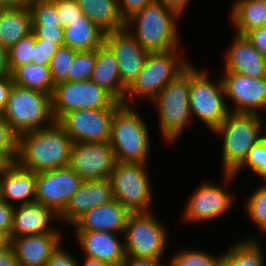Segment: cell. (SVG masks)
<instances>
[{
    "label": "cell",
    "instance_id": "41",
    "mask_svg": "<svg viewBox=\"0 0 266 266\" xmlns=\"http://www.w3.org/2000/svg\"><path fill=\"white\" fill-rule=\"evenodd\" d=\"M35 38L64 46V28L60 25H32Z\"/></svg>",
    "mask_w": 266,
    "mask_h": 266
},
{
    "label": "cell",
    "instance_id": "24",
    "mask_svg": "<svg viewBox=\"0 0 266 266\" xmlns=\"http://www.w3.org/2000/svg\"><path fill=\"white\" fill-rule=\"evenodd\" d=\"M14 206L13 227L10 237L28 236L46 233H59L50 229L52 218L58 219V215L49 207L41 203H31Z\"/></svg>",
    "mask_w": 266,
    "mask_h": 266
},
{
    "label": "cell",
    "instance_id": "27",
    "mask_svg": "<svg viewBox=\"0 0 266 266\" xmlns=\"http://www.w3.org/2000/svg\"><path fill=\"white\" fill-rule=\"evenodd\" d=\"M31 31L29 7L0 9V44L7 50Z\"/></svg>",
    "mask_w": 266,
    "mask_h": 266
},
{
    "label": "cell",
    "instance_id": "12",
    "mask_svg": "<svg viewBox=\"0 0 266 266\" xmlns=\"http://www.w3.org/2000/svg\"><path fill=\"white\" fill-rule=\"evenodd\" d=\"M118 108L83 109L63 114L56 122L73 143L109 142L111 122Z\"/></svg>",
    "mask_w": 266,
    "mask_h": 266
},
{
    "label": "cell",
    "instance_id": "36",
    "mask_svg": "<svg viewBox=\"0 0 266 266\" xmlns=\"http://www.w3.org/2000/svg\"><path fill=\"white\" fill-rule=\"evenodd\" d=\"M28 7L32 25H60L55 0H32Z\"/></svg>",
    "mask_w": 266,
    "mask_h": 266
},
{
    "label": "cell",
    "instance_id": "22",
    "mask_svg": "<svg viewBox=\"0 0 266 266\" xmlns=\"http://www.w3.org/2000/svg\"><path fill=\"white\" fill-rule=\"evenodd\" d=\"M234 36L235 39L225 55V70L250 78L266 77V57L250 43L245 35Z\"/></svg>",
    "mask_w": 266,
    "mask_h": 266
},
{
    "label": "cell",
    "instance_id": "19",
    "mask_svg": "<svg viewBox=\"0 0 266 266\" xmlns=\"http://www.w3.org/2000/svg\"><path fill=\"white\" fill-rule=\"evenodd\" d=\"M114 199L109 179L83 181L58 218L73 225L86 211Z\"/></svg>",
    "mask_w": 266,
    "mask_h": 266
},
{
    "label": "cell",
    "instance_id": "40",
    "mask_svg": "<svg viewBox=\"0 0 266 266\" xmlns=\"http://www.w3.org/2000/svg\"><path fill=\"white\" fill-rule=\"evenodd\" d=\"M55 6L59 17L60 26L71 24L74 19L84 15L76 0H55Z\"/></svg>",
    "mask_w": 266,
    "mask_h": 266
},
{
    "label": "cell",
    "instance_id": "34",
    "mask_svg": "<svg viewBox=\"0 0 266 266\" xmlns=\"http://www.w3.org/2000/svg\"><path fill=\"white\" fill-rule=\"evenodd\" d=\"M35 49V36L31 32L20 39L8 50V64L10 74L19 66L32 62Z\"/></svg>",
    "mask_w": 266,
    "mask_h": 266
},
{
    "label": "cell",
    "instance_id": "46",
    "mask_svg": "<svg viewBox=\"0 0 266 266\" xmlns=\"http://www.w3.org/2000/svg\"><path fill=\"white\" fill-rule=\"evenodd\" d=\"M14 206L0 198V229L11 234L13 227Z\"/></svg>",
    "mask_w": 266,
    "mask_h": 266
},
{
    "label": "cell",
    "instance_id": "48",
    "mask_svg": "<svg viewBox=\"0 0 266 266\" xmlns=\"http://www.w3.org/2000/svg\"><path fill=\"white\" fill-rule=\"evenodd\" d=\"M161 260L125 256L122 266H163Z\"/></svg>",
    "mask_w": 266,
    "mask_h": 266
},
{
    "label": "cell",
    "instance_id": "39",
    "mask_svg": "<svg viewBox=\"0 0 266 266\" xmlns=\"http://www.w3.org/2000/svg\"><path fill=\"white\" fill-rule=\"evenodd\" d=\"M169 266H218L220 257L199 250H184L172 256Z\"/></svg>",
    "mask_w": 266,
    "mask_h": 266
},
{
    "label": "cell",
    "instance_id": "55",
    "mask_svg": "<svg viewBox=\"0 0 266 266\" xmlns=\"http://www.w3.org/2000/svg\"><path fill=\"white\" fill-rule=\"evenodd\" d=\"M3 162L0 160V170H1V168H2V166H3Z\"/></svg>",
    "mask_w": 266,
    "mask_h": 266
},
{
    "label": "cell",
    "instance_id": "50",
    "mask_svg": "<svg viewBox=\"0 0 266 266\" xmlns=\"http://www.w3.org/2000/svg\"><path fill=\"white\" fill-rule=\"evenodd\" d=\"M32 0H0V9L28 7Z\"/></svg>",
    "mask_w": 266,
    "mask_h": 266
},
{
    "label": "cell",
    "instance_id": "18",
    "mask_svg": "<svg viewBox=\"0 0 266 266\" xmlns=\"http://www.w3.org/2000/svg\"><path fill=\"white\" fill-rule=\"evenodd\" d=\"M0 198L16 206L36 202V173L17 162L3 164L0 170ZM10 200V201H9ZM12 200V201H11Z\"/></svg>",
    "mask_w": 266,
    "mask_h": 266
},
{
    "label": "cell",
    "instance_id": "45",
    "mask_svg": "<svg viewBox=\"0 0 266 266\" xmlns=\"http://www.w3.org/2000/svg\"><path fill=\"white\" fill-rule=\"evenodd\" d=\"M78 261L73 258V255L67 253L60 246L57 250L50 256L49 260L46 262L45 266H79Z\"/></svg>",
    "mask_w": 266,
    "mask_h": 266
},
{
    "label": "cell",
    "instance_id": "8",
    "mask_svg": "<svg viewBox=\"0 0 266 266\" xmlns=\"http://www.w3.org/2000/svg\"><path fill=\"white\" fill-rule=\"evenodd\" d=\"M222 79L213 84L203 72L190 64L189 103L191 116L195 114L213 132L228 116L231 109L225 101Z\"/></svg>",
    "mask_w": 266,
    "mask_h": 266
},
{
    "label": "cell",
    "instance_id": "14",
    "mask_svg": "<svg viewBox=\"0 0 266 266\" xmlns=\"http://www.w3.org/2000/svg\"><path fill=\"white\" fill-rule=\"evenodd\" d=\"M116 158L109 142L73 143L70 153L69 167L83 181L108 179Z\"/></svg>",
    "mask_w": 266,
    "mask_h": 266
},
{
    "label": "cell",
    "instance_id": "33",
    "mask_svg": "<svg viewBox=\"0 0 266 266\" xmlns=\"http://www.w3.org/2000/svg\"><path fill=\"white\" fill-rule=\"evenodd\" d=\"M76 53V50L68 46H60L57 49L49 65L51 77L55 85L68 81L69 74H71L72 62Z\"/></svg>",
    "mask_w": 266,
    "mask_h": 266
},
{
    "label": "cell",
    "instance_id": "44",
    "mask_svg": "<svg viewBox=\"0 0 266 266\" xmlns=\"http://www.w3.org/2000/svg\"><path fill=\"white\" fill-rule=\"evenodd\" d=\"M245 36L266 57V22L260 28L247 32Z\"/></svg>",
    "mask_w": 266,
    "mask_h": 266
},
{
    "label": "cell",
    "instance_id": "16",
    "mask_svg": "<svg viewBox=\"0 0 266 266\" xmlns=\"http://www.w3.org/2000/svg\"><path fill=\"white\" fill-rule=\"evenodd\" d=\"M225 73L221 78L225 96L235 103L231 112L259 114V108H266V77L256 79L233 72Z\"/></svg>",
    "mask_w": 266,
    "mask_h": 266
},
{
    "label": "cell",
    "instance_id": "37",
    "mask_svg": "<svg viewBox=\"0 0 266 266\" xmlns=\"http://www.w3.org/2000/svg\"><path fill=\"white\" fill-rule=\"evenodd\" d=\"M96 63V50L77 51L68 81L90 80Z\"/></svg>",
    "mask_w": 266,
    "mask_h": 266
},
{
    "label": "cell",
    "instance_id": "3",
    "mask_svg": "<svg viewBox=\"0 0 266 266\" xmlns=\"http://www.w3.org/2000/svg\"><path fill=\"white\" fill-rule=\"evenodd\" d=\"M133 109L132 105H121L114 113L111 122L109 144L116 162L146 164L149 151L147 124Z\"/></svg>",
    "mask_w": 266,
    "mask_h": 266
},
{
    "label": "cell",
    "instance_id": "31",
    "mask_svg": "<svg viewBox=\"0 0 266 266\" xmlns=\"http://www.w3.org/2000/svg\"><path fill=\"white\" fill-rule=\"evenodd\" d=\"M253 238L235 243L229 251L220 255L218 266H264L261 246Z\"/></svg>",
    "mask_w": 266,
    "mask_h": 266
},
{
    "label": "cell",
    "instance_id": "9",
    "mask_svg": "<svg viewBox=\"0 0 266 266\" xmlns=\"http://www.w3.org/2000/svg\"><path fill=\"white\" fill-rule=\"evenodd\" d=\"M51 102L55 121L63 114L74 110L119 108L122 105L109 92L91 80L64 81L56 84Z\"/></svg>",
    "mask_w": 266,
    "mask_h": 266
},
{
    "label": "cell",
    "instance_id": "13",
    "mask_svg": "<svg viewBox=\"0 0 266 266\" xmlns=\"http://www.w3.org/2000/svg\"><path fill=\"white\" fill-rule=\"evenodd\" d=\"M83 179L69 166L36 173V202L59 215Z\"/></svg>",
    "mask_w": 266,
    "mask_h": 266
},
{
    "label": "cell",
    "instance_id": "52",
    "mask_svg": "<svg viewBox=\"0 0 266 266\" xmlns=\"http://www.w3.org/2000/svg\"><path fill=\"white\" fill-rule=\"evenodd\" d=\"M10 74L8 64V50L0 44V75Z\"/></svg>",
    "mask_w": 266,
    "mask_h": 266
},
{
    "label": "cell",
    "instance_id": "17",
    "mask_svg": "<svg viewBox=\"0 0 266 266\" xmlns=\"http://www.w3.org/2000/svg\"><path fill=\"white\" fill-rule=\"evenodd\" d=\"M233 195L215 184L203 183L186 204L184 219L188 222L211 221L223 215L233 203Z\"/></svg>",
    "mask_w": 266,
    "mask_h": 266
},
{
    "label": "cell",
    "instance_id": "26",
    "mask_svg": "<svg viewBox=\"0 0 266 266\" xmlns=\"http://www.w3.org/2000/svg\"><path fill=\"white\" fill-rule=\"evenodd\" d=\"M64 28V46L76 51L96 50L105 43L106 33L85 15Z\"/></svg>",
    "mask_w": 266,
    "mask_h": 266
},
{
    "label": "cell",
    "instance_id": "20",
    "mask_svg": "<svg viewBox=\"0 0 266 266\" xmlns=\"http://www.w3.org/2000/svg\"><path fill=\"white\" fill-rule=\"evenodd\" d=\"M60 233H46L11 238L19 266H45L50 256L57 250Z\"/></svg>",
    "mask_w": 266,
    "mask_h": 266
},
{
    "label": "cell",
    "instance_id": "2",
    "mask_svg": "<svg viewBox=\"0 0 266 266\" xmlns=\"http://www.w3.org/2000/svg\"><path fill=\"white\" fill-rule=\"evenodd\" d=\"M177 17L179 13L155 0L127 19L125 27L148 53L178 50Z\"/></svg>",
    "mask_w": 266,
    "mask_h": 266
},
{
    "label": "cell",
    "instance_id": "5",
    "mask_svg": "<svg viewBox=\"0 0 266 266\" xmlns=\"http://www.w3.org/2000/svg\"><path fill=\"white\" fill-rule=\"evenodd\" d=\"M260 114L230 112L213 131L223 137V171L233 174L247 158L249 150L264 137Z\"/></svg>",
    "mask_w": 266,
    "mask_h": 266
},
{
    "label": "cell",
    "instance_id": "42",
    "mask_svg": "<svg viewBox=\"0 0 266 266\" xmlns=\"http://www.w3.org/2000/svg\"><path fill=\"white\" fill-rule=\"evenodd\" d=\"M58 45L43 39L35 38V49L32 63L49 66L51 59L56 54Z\"/></svg>",
    "mask_w": 266,
    "mask_h": 266
},
{
    "label": "cell",
    "instance_id": "1",
    "mask_svg": "<svg viewBox=\"0 0 266 266\" xmlns=\"http://www.w3.org/2000/svg\"><path fill=\"white\" fill-rule=\"evenodd\" d=\"M72 145L71 138L55 121L18 137L16 162L35 173L67 167Z\"/></svg>",
    "mask_w": 266,
    "mask_h": 266
},
{
    "label": "cell",
    "instance_id": "47",
    "mask_svg": "<svg viewBox=\"0 0 266 266\" xmlns=\"http://www.w3.org/2000/svg\"><path fill=\"white\" fill-rule=\"evenodd\" d=\"M11 74L0 75V112L2 113L7 106L11 89L13 87Z\"/></svg>",
    "mask_w": 266,
    "mask_h": 266
},
{
    "label": "cell",
    "instance_id": "6",
    "mask_svg": "<svg viewBox=\"0 0 266 266\" xmlns=\"http://www.w3.org/2000/svg\"><path fill=\"white\" fill-rule=\"evenodd\" d=\"M189 88L190 64L152 101L159 112L160 131L167 142L176 141L191 117Z\"/></svg>",
    "mask_w": 266,
    "mask_h": 266
},
{
    "label": "cell",
    "instance_id": "7",
    "mask_svg": "<svg viewBox=\"0 0 266 266\" xmlns=\"http://www.w3.org/2000/svg\"><path fill=\"white\" fill-rule=\"evenodd\" d=\"M177 51L148 53L143 69L126 89L122 104L131 106L130 102L135 100L136 96L153 101L159 92L190 64L183 58L179 59Z\"/></svg>",
    "mask_w": 266,
    "mask_h": 266
},
{
    "label": "cell",
    "instance_id": "51",
    "mask_svg": "<svg viewBox=\"0 0 266 266\" xmlns=\"http://www.w3.org/2000/svg\"><path fill=\"white\" fill-rule=\"evenodd\" d=\"M159 1H161L167 7L173 9L174 11L182 15L181 13L185 11V7L187 6L189 0H159Z\"/></svg>",
    "mask_w": 266,
    "mask_h": 266
},
{
    "label": "cell",
    "instance_id": "43",
    "mask_svg": "<svg viewBox=\"0 0 266 266\" xmlns=\"http://www.w3.org/2000/svg\"><path fill=\"white\" fill-rule=\"evenodd\" d=\"M119 12L126 21L135 13L141 11L146 5L154 2L155 0H117Z\"/></svg>",
    "mask_w": 266,
    "mask_h": 266
},
{
    "label": "cell",
    "instance_id": "15",
    "mask_svg": "<svg viewBox=\"0 0 266 266\" xmlns=\"http://www.w3.org/2000/svg\"><path fill=\"white\" fill-rule=\"evenodd\" d=\"M105 44L118 62L121 83L128 88L143 69L148 52L126 27L106 33Z\"/></svg>",
    "mask_w": 266,
    "mask_h": 266
},
{
    "label": "cell",
    "instance_id": "53",
    "mask_svg": "<svg viewBox=\"0 0 266 266\" xmlns=\"http://www.w3.org/2000/svg\"><path fill=\"white\" fill-rule=\"evenodd\" d=\"M11 244L10 234L0 229V250L9 247Z\"/></svg>",
    "mask_w": 266,
    "mask_h": 266
},
{
    "label": "cell",
    "instance_id": "21",
    "mask_svg": "<svg viewBox=\"0 0 266 266\" xmlns=\"http://www.w3.org/2000/svg\"><path fill=\"white\" fill-rule=\"evenodd\" d=\"M131 212L117 200L86 211L73 224L76 231L124 232Z\"/></svg>",
    "mask_w": 266,
    "mask_h": 266
},
{
    "label": "cell",
    "instance_id": "29",
    "mask_svg": "<svg viewBox=\"0 0 266 266\" xmlns=\"http://www.w3.org/2000/svg\"><path fill=\"white\" fill-rule=\"evenodd\" d=\"M232 7L231 19L237 34L245 35L266 22V0H238Z\"/></svg>",
    "mask_w": 266,
    "mask_h": 266
},
{
    "label": "cell",
    "instance_id": "23",
    "mask_svg": "<svg viewBox=\"0 0 266 266\" xmlns=\"http://www.w3.org/2000/svg\"><path fill=\"white\" fill-rule=\"evenodd\" d=\"M79 245L85 256L96 258L122 266L125 260L124 242H120L116 233L106 231H77Z\"/></svg>",
    "mask_w": 266,
    "mask_h": 266
},
{
    "label": "cell",
    "instance_id": "4",
    "mask_svg": "<svg viewBox=\"0 0 266 266\" xmlns=\"http://www.w3.org/2000/svg\"><path fill=\"white\" fill-rule=\"evenodd\" d=\"M2 114L17 137L55 122L50 94L16 84Z\"/></svg>",
    "mask_w": 266,
    "mask_h": 266
},
{
    "label": "cell",
    "instance_id": "49",
    "mask_svg": "<svg viewBox=\"0 0 266 266\" xmlns=\"http://www.w3.org/2000/svg\"><path fill=\"white\" fill-rule=\"evenodd\" d=\"M0 266H19L14 249L11 245L0 250Z\"/></svg>",
    "mask_w": 266,
    "mask_h": 266
},
{
    "label": "cell",
    "instance_id": "25",
    "mask_svg": "<svg viewBox=\"0 0 266 266\" xmlns=\"http://www.w3.org/2000/svg\"><path fill=\"white\" fill-rule=\"evenodd\" d=\"M90 80L123 102L126 87L121 83L119 65L112 50L104 43L96 49V63Z\"/></svg>",
    "mask_w": 266,
    "mask_h": 266
},
{
    "label": "cell",
    "instance_id": "30",
    "mask_svg": "<svg viewBox=\"0 0 266 266\" xmlns=\"http://www.w3.org/2000/svg\"><path fill=\"white\" fill-rule=\"evenodd\" d=\"M13 83L52 95L54 81L49 66L29 63L17 67L12 73Z\"/></svg>",
    "mask_w": 266,
    "mask_h": 266
},
{
    "label": "cell",
    "instance_id": "10",
    "mask_svg": "<svg viewBox=\"0 0 266 266\" xmlns=\"http://www.w3.org/2000/svg\"><path fill=\"white\" fill-rule=\"evenodd\" d=\"M151 212L131 213L124 229L126 256L161 260L167 247L166 229Z\"/></svg>",
    "mask_w": 266,
    "mask_h": 266
},
{
    "label": "cell",
    "instance_id": "38",
    "mask_svg": "<svg viewBox=\"0 0 266 266\" xmlns=\"http://www.w3.org/2000/svg\"><path fill=\"white\" fill-rule=\"evenodd\" d=\"M18 137L13 133L9 124L0 112V160L14 163L17 160Z\"/></svg>",
    "mask_w": 266,
    "mask_h": 266
},
{
    "label": "cell",
    "instance_id": "11",
    "mask_svg": "<svg viewBox=\"0 0 266 266\" xmlns=\"http://www.w3.org/2000/svg\"><path fill=\"white\" fill-rule=\"evenodd\" d=\"M146 164L116 162L109 181L115 200L131 213L149 212L151 187Z\"/></svg>",
    "mask_w": 266,
    "mask_h": 266
},
{
    "label": "cell",
    "instance_id": "32",
    "mask_svg": "<svg viewBox=\"0 0 266 266\" xmlns=\"http://www.w3.org/2000/svg\"><path fill=\"white\" fill-rule=\"evenodd\" d=\"M243 166L263 177L264 182H266V135L249 150L244 163L233 174L223 173L225 182L234 179Z\"/></svg>",
    "mask_w": 266,
    "mask_h": 266
},
{
    "label": "cell",
    "instance_id": "54",
    "mask_svg": "<svg viewBox=\"0 0 266 266\" xmlns=\"http://www.w3.org/2000/svg\"><path fill=\"white\" fill-rule=\"evenodd\" d=\"M85 264L84 266H113L112 264L96 259V258H92V257H88L85 256Z\"/></svg>",
    "mask_w": 266,
    "mask_h": 266
},
{
    "label": "cell",
    "instance_id": "28",
    "mask_svg": "<svg viewBox=\"0 0 266 266\" xmlns=\"http://www.w3.org/2000/svg\"><path fill=\"white\" fill-rule=\"evenodd\" d=\"M83 14L105 33L125 27L117 0H76Z\"/></svg>",
    "mask_w": 266,
    "mask_h": 266
},
{
    "label": "cell",
    "instance_id": "35",
    "mask_svg": "<svg viewBox=\"0 0 266 266\" xmlns=\"http://www.w3.org/2000/svg\"><path fill=\"white\" fill-rule=\"evenodd\" d=\"M245 205L247 215L263 233H266V184L256 189Z\"/></svg>",
    "mask_w": 266,
    "mask_h": 266
}]
</instances>
